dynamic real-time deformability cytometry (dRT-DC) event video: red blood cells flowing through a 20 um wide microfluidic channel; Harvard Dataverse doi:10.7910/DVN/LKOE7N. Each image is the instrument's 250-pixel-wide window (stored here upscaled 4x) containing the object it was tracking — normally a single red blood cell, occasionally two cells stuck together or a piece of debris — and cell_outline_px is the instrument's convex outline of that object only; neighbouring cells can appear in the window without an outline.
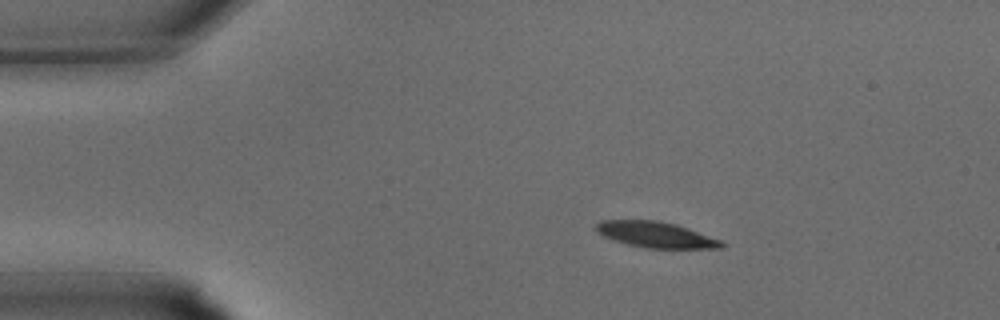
{"species": "common noctule bat (a hibernating species)", "species_latin": "Nyctalus noctula", "temperature_condition": "warm", "stored_images_in_passage": 5, "camera_frame_rate_fps": 3000, "um_per_image_px": 0.085, "animal": {"sex": "male", "body_mass_g": 15.6}, "frame": {"image": 1, "passage_image": 1, "time_ms": 0.0, "image_size_px": [1000, 320], "cell_outline_px": [[728, 244], [724, 248], [644, 248], [628, 244], [604, 236], [596, 228], [596, 224], [600, 220], [656, 220], [676, 224], [688, 228], [720, 240]], "centroid_in_image_um": [55.8, 19.95], "position_along_channel_um": 29.2, "area_um2": 18.73}}
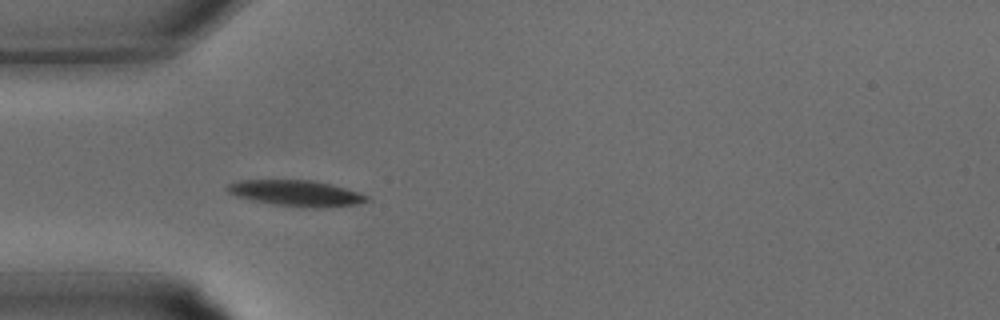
{"frame": {"image": 2, "passage_image": 5, "time_ms": 1.333, "image_size_px": [1000, 320], "cell_outline_px": [[372, 200], [356, 204], [316, 208], [276, 204], [252, 200], [236, 196], [228, 192], [224, 188], [228, 184], [240, 180], [316, 180], [332, 184], [368, 196]], "centroid_in_image_um": [25.16, 16.41], "position_along_channel_um": 59.8, "area_um2": 20.87}}